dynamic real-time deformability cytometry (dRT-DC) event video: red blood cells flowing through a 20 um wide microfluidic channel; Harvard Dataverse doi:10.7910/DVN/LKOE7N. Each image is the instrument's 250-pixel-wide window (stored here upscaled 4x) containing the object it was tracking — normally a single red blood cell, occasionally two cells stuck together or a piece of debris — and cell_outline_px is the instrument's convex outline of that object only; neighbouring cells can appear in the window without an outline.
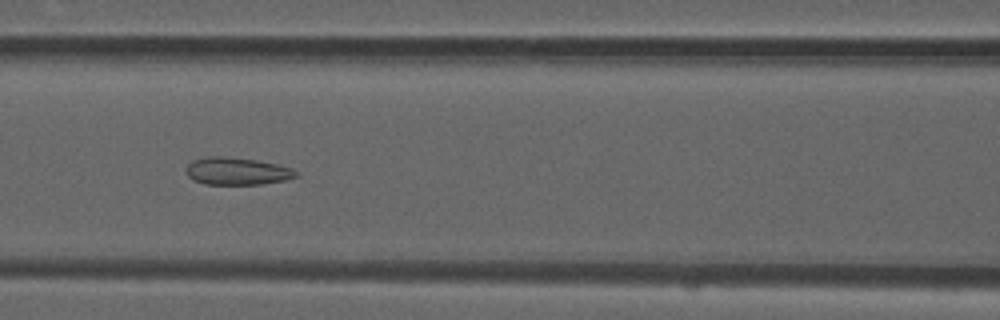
{"species": "common noctule bat (a hibernating species)", "species_latin": "Nyctalus noctula", "temperature_condition": "room temperature", "stored_images_in_passage": 52, "camera_frame_rate_fps": 3000, "um_per_image_px": 0.085, "animal": {"sex": "male", "forearm_length_mm": 52.5}, "frame": {"image": 1, "passage_image": 22, "time_ms": 7.0, "image_size_px": [1000, 320], "cell_outline_px": [[300, 172], [296, 176], [284, 180], [260, 184], [204, 184], [192, 180], [188, 176], [184, 168], [192, 160], [208, 156], [224, 156], [256, 160], [276, 164], [292, 168]], "centroid_in_image_um": [20.1, 14.54], "position_along_channel_um": 146.5, "area_um2": 17.63}}
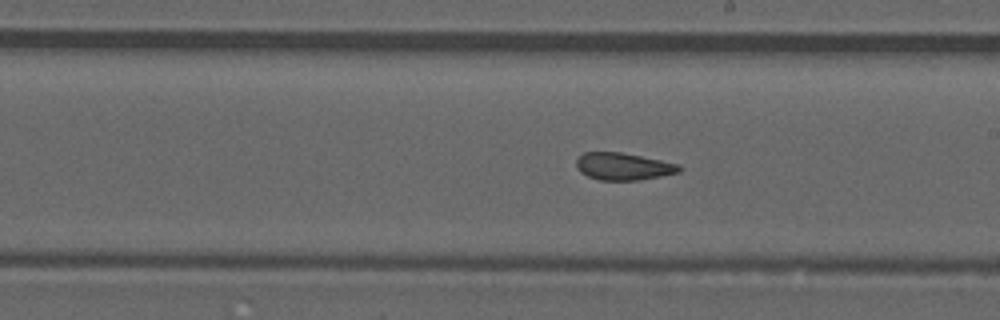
{"frame": {"image": 2, "passage_image": 29, "time_ms": 9.333, "image_size_px": [1000, 320], "cell_outline_px": [[684, 168], [680, 172], [640, 180], [600, 180], [588, 176], [580, 172], [576, 168], [576, 160], [584, 152], [620, 152], [680, 164]], "centroid_in_image_um": [52.99, 14.15], "position_along_channel_um": 236.0, "area_um2": 16.36}}
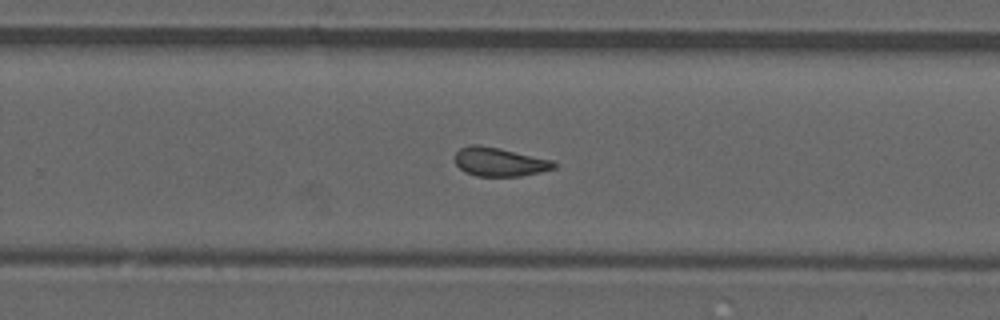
{"frame": {"image": 3, "passage_image": 33, "time_ms": 10.667, "image_size_px": [1000, 320], "cell_outline_px": [[556, 168], [540, 172], [520, 176], [476, 176], [464, 172], [456, 164], [456, 152], [460, 148], [468, 144], [480, 144], [500, 148], [552, 160], [556, 164]], "centroid_in_image_um": [42.44, 13.75], "position_along_channel_um": 287.4, "area_um2": 16.65}, "authors_computed_cell_mechanics": {"area_um2": 17.1955, "velocity_mm_per_s": 3.8508, "shape_relaxation_time_tau1_ms": null, "shape_relaxation_time_tau2_ms": 2.4013, "deformation_change_tau1": null, "deformation_change_tau2": 0.0997}}